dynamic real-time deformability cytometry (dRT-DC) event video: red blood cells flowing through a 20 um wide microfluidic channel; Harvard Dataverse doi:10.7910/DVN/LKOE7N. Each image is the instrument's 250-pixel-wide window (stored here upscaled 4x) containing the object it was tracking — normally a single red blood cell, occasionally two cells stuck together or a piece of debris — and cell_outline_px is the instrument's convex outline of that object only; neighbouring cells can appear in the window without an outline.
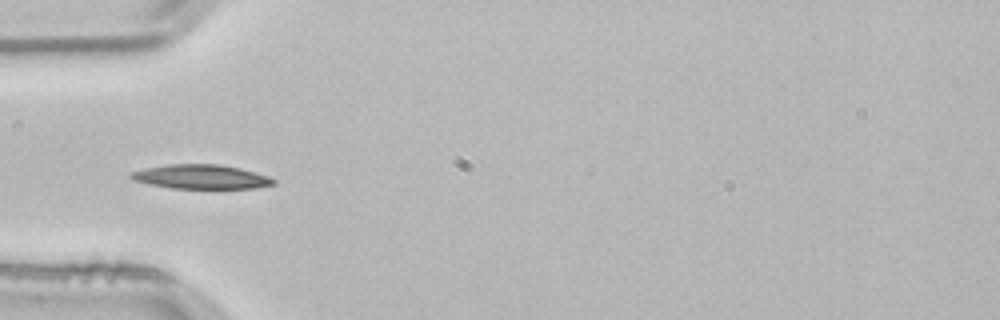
{"species": "common noctule bat (a hibernating species)", "species_latin": "Nyctalus noctula", "temperature_condition": "room temperature", "stored_images_in_passage": 22, "camera_frame_rate_fps": 3000, "um_per_image_px": 0.085, "animal": {"sex": "male", "body_mass_g": 21.5, "forearm_length_mm": 52.0}, "frame": {"image": 1, "passage_image": 7, "time_ms": 2.0, "image_size_px": [1000, 320], "cell_outline_px": [[276, 184], [256, 188], [172, 188], [148, 184], [132, 180], [128, 176], [128, 172], [144, 168], [168, 164], [220, 164], [240, 168], [268, 176], [276, 180]], "centroid_in_image_um": [17.05, 15.02], "position_along_channel_um": 68.0, "area_um2": 20.29}}